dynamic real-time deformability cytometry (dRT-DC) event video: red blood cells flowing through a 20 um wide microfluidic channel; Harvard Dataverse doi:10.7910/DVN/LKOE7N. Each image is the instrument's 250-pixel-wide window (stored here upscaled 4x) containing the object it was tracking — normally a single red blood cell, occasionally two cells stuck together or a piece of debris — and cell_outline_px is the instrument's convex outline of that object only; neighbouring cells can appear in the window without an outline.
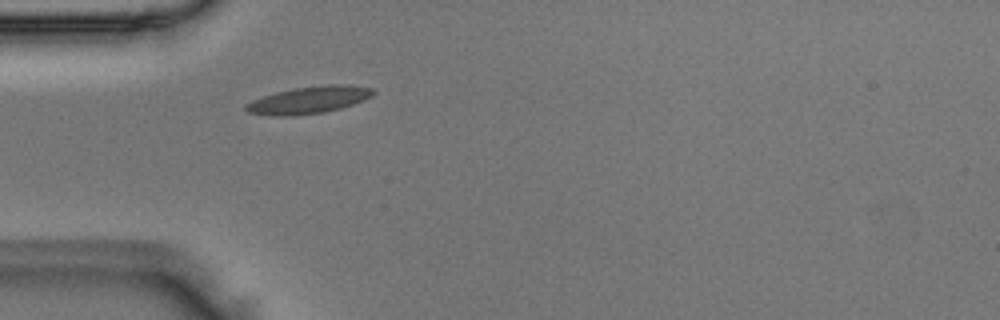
{"species": "Egyptian fruit bat (a non-hibernating species)", "species_latin": "Rousettus aegyptiacus", "temperature_condition": "room temperature", "stored_images_in_passage": 2, "camera_frame_rate_fps": 3000, "um_per_image_px": 0.085, "animal": {"sex": "male"}, "frame": {"image": 1, "passage_image": 2, "time_ms": 0.333, "image_size_px": [1000, 320], "cell_outline_px": [[376, 92], [372, 96], [364, 100], [340, 108], [324, 112], [288, 116], [272, 116], [248, 112], [244, 108], [244, 104], [252, 100], [276, 92], [292, 88], [328, 84], [340, 84], [372, 88]], "centroid_in_image_um": [26.23, 8.49], "position_along_channel_um": 58.8, "area_um2": 20.06}}